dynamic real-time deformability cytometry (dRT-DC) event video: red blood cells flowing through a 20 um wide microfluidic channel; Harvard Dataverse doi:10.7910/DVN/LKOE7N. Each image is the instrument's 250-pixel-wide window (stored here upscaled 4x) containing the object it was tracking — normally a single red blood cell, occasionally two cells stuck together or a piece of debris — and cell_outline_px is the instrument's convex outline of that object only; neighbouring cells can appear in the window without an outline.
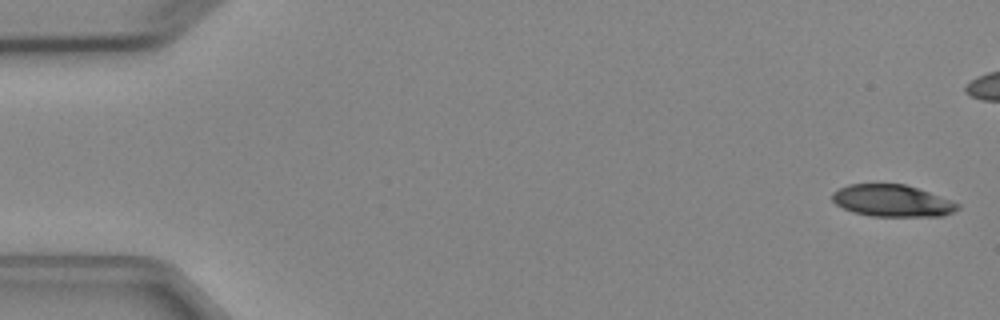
{"species": "Egyptian fruit bat (a non-hibernating species)", "species_latin": "Rousettus aegyptiacus", "temperature_condition": "cold", "stored_images_in_passage": 7, "camera_frame_rate_fps": 3000, "um_per_image_px": 0.085, "animal": {"sex": "female"}, "frame": {"image": 1, "passage_image": 1, "time_ms": 0.0, "image_size_px": [1000, 320], "cell_outline_px": [[960, 208], [944, 216], [872, 216], [852, 212], [836, 204], [832, 200], [832, 192], [848, 184], [904, 184], [928, 192], [960, 204]], "centroid_in_image_um": [75.81, 17.07], "position_along_channel_um": 9.2, "area_um2": 23.12}}
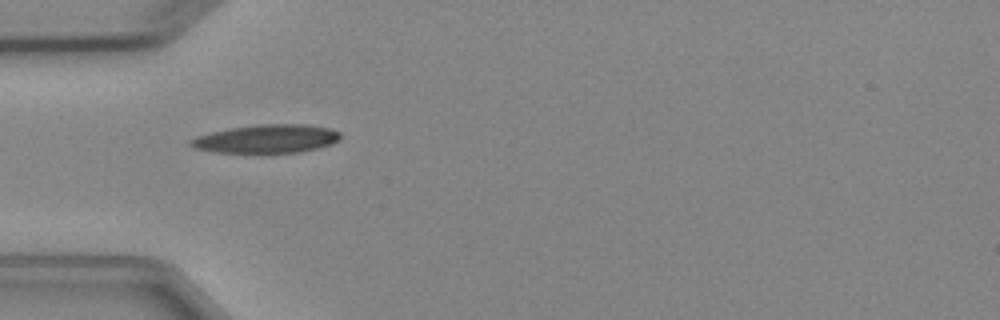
{"frame": {"image": 2, "passage_image": 6, "time_ms": 6.667, "image_size_px": [1000, 320], "cell_outline_px": [[340, 140], [332, 144], [316, 148], [296, 152], [216, 152], [192, 148], [188, 144], [188, 140], [196, 136], [228, 128], [260, 124], [304, 124], [332, 128], [340, 132]], "centroid_in_image_um": [22.65, 11.78], "position_along_channel_um": 62.4, "area_um2": 24.8}}